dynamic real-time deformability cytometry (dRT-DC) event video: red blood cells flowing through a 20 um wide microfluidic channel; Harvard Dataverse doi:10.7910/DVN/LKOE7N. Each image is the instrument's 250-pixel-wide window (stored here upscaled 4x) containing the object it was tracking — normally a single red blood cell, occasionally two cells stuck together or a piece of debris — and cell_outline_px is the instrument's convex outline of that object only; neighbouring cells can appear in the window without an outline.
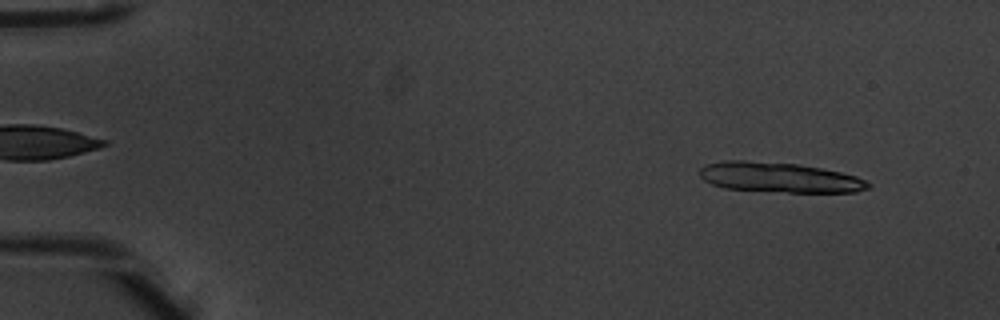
{"species": "common noctule bat (a hibernating species)", "species_latin": "Nyctalus noctula", "temperature_condition": "warm", "stored_images_in_passage": 6, "camera_frame_rate_fps": 3000, "um_per_image_px": 0.085, "animal": {"sex": "male", "body_mass_g": 20.1, "forearm_length_mm": 53.5}, "frame": {"image": 1, "passage_image": 1, "time_ms": 0.0, "image_size_px": [1000, 320], "cell_outline_px": [[872, 184], [868, 188], [856, 192], [788, 192], [724, 188], [712, 184], [704, 180], [700, 176], [700, 168], [704, 164], [724, 160], [744, 160], [796, 164], [820, 168], [840, 172], [856, 176]], "centroid_in_image_um": [66.22, 15.08], "position_along_channel_um": 18.8, "area_um2": 29.36}}
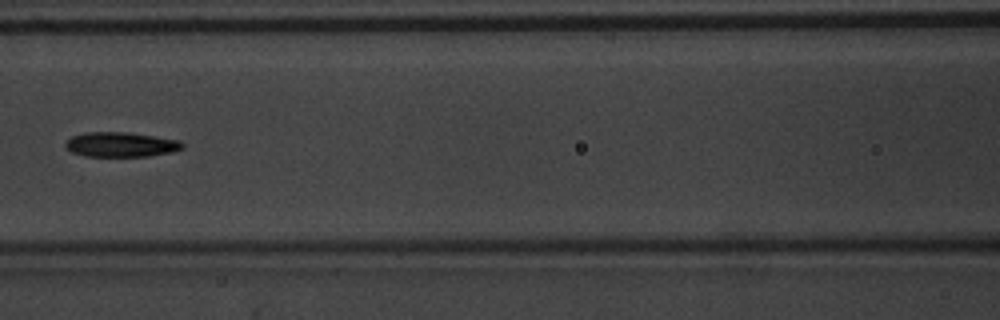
{"frame": {"image": 2, "passage_image": 6, "time_ms": 1.667, "image_size_px": [1000, 320], "cell_outline_px": [[184, 148], [172, 152], [148, 156], [84, 156], [72, 152], [64, 148], [64, 144], [72, 136], [84, 132], [128, 132], [180, 140], [184, 144]], "centroid_in_image_um": [10.27, 12.28], "position_along_channel_um": 156.3, "area_um2": 16.99}}